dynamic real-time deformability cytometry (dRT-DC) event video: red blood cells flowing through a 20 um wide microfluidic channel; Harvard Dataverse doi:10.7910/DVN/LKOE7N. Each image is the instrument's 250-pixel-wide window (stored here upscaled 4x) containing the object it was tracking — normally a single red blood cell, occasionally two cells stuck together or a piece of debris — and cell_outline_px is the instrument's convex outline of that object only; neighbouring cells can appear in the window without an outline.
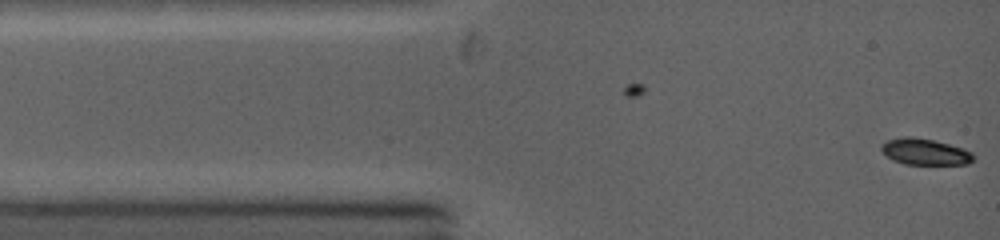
{"species": "common noctule bat (a hibernating species)", "species_latin": "Nyctalus noctula", "temperature_condition": "warm", "stored_images_in_passage": 2, "camera_frame_rate_fps": 5000, "um_per_image_px": 0.085, "animal": {"sex": "female", "body_mass_g": 19.0, "forearm_length_mm": 53.3}, "frame": {"image": 1, "passage_image": 2, "time_ms": 0.6, "image_size_px": [1000, 240], "cell_outline_px": [[976, 156], [968, 164], [904, 164], [892, 160], [880, 148], [880, 144], [888, 140], [904, 136], [912, 136], [932, 140], [964, 148], [972, 152]], "centroid_in_image_um": [78.63, 12.9], "position_along_channel_um": 6.4, "area_um2": 14.1}}